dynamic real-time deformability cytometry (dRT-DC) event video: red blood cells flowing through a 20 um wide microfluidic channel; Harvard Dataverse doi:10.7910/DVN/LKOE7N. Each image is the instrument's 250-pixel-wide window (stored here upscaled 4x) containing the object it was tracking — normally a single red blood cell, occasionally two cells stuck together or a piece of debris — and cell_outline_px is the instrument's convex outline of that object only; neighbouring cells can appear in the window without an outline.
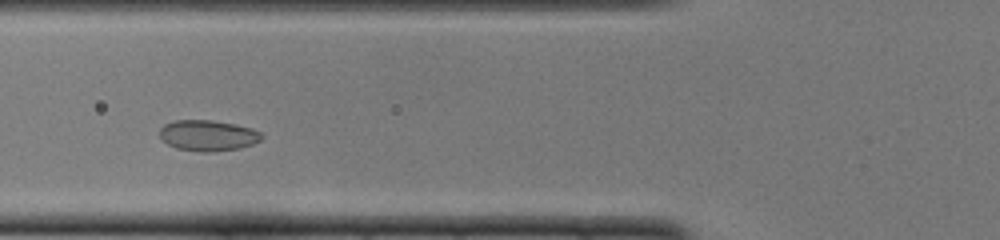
{"species": "common noctule bat (a hibernating species)", "species_latin": "Nyctalus noctula", "temperature_condition": "cold", "stored_images_in_passage": 43, "camera_frame_rate_fps": 3000, "um_per_image_px": 0.085, "animal": {"sex": "female", "body_mass_g": 22.0, "forearm_length_mm": 56.7}, "frame": {"image": 1, "passage_image": 11, "time_ms": 3.333, "image_size_px": [1000, 240], "cell_outline_px": [[264, 136], [260, 140], [252, 144], [240, 148], [212, 152], [200, 152], [176, 148], [168, 144], [160, 136], [160, 128], [164, 124], [172, 120], [212, 120], [236, 124], [252, 128], [260, 132]], "centroid_in_image_um": [17.68, 11.51], "position_along_channel_um": 108.1, "area_um2": 18.44}}
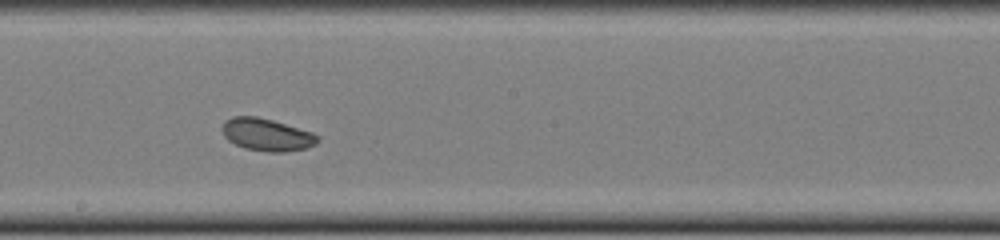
{"frame": {"image": 2, "passage_image": 20, "time_ms": 6.333, "image_size_px": [1000, 240], "cell_outline_px": [[320, 140], [316, 144], [304, 148], [284, 152], [268, 152], [244, 148], [228, 140], [224, 136], [224, 120], [232, 116], [256, 116], [272, 120], [312, 132], [320, 136]], "centroid_in_image_um": [22.7, 11.45], "position_along_channel_um": 225.5, "area_um2": 17.92}}
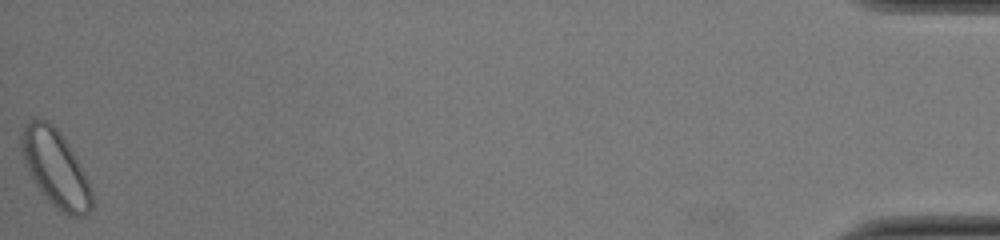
{"frame": {"image": 3, "passage_image": 43, "time_ms": 14.0, "image_size_px": [1000, 240], "cell_outline_px": [[92, 208], [84, 216], [68, 216], [56, 208], [48, 200], [36, 184], [28, 172], [20, 152], [20, 132], [24, 124], [32, 116], [36, 116], [52, 124], [56, 128], [68, 144], [80, 164], [88, 180], [92, 192]], "centroid_in_image_um": [4.68, 14.26], "position_along_channel_um": 430.5, "area_um2": 31.73}, "authors_computed_cell_mechanics": {"area_um2": 18.9006, "velocity_mm_per_s": 3.9287, "shape_relaxation_time_tau1_ms": null, "shape_relaxation_time_tau2_ms": 2.8997, "deformation_change_tau1": null, "deformation_change_tau2": 0.0482}}